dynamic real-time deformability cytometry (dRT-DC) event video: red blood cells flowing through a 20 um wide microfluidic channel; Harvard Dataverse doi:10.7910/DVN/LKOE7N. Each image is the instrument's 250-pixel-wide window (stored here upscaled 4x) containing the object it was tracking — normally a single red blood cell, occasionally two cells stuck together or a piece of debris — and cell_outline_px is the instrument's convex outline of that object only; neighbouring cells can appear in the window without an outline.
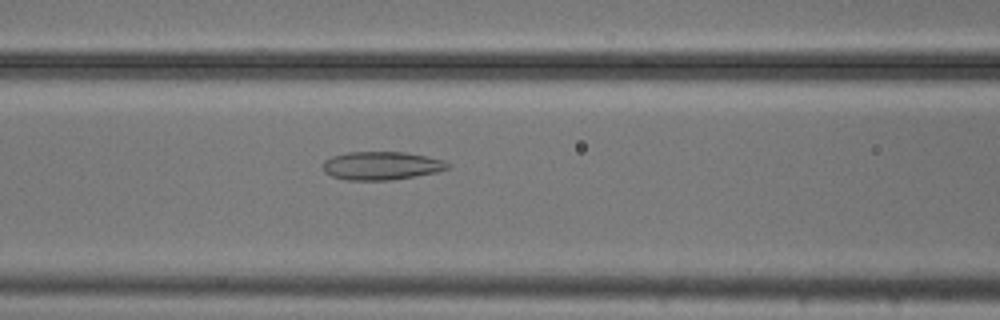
{"species": "common noctule bat (a hibernating species)", "species_latin": "Nyctalus noctula", "temperature_condition": "cold", "stored_images_in_passage": 53, "camera_frame_rate_fps": 3000, "um_per_image_px": 0.085, "animal": {"sex": "male", "body_mass_g": 20.5, "forearm_length_mm": 52.5}, "frame": {"image": 1, "passage_image": 22, "time_ms": 7.0, "image_size_px": [1000, 320], "cell_outline_px": [[452, 164], [448, 168], [436, 172], [416, 176], [388, 180], [344, 180], [332, 176], [324, 172], [324, 160], [332, 156], [348, 152], [404, 152], [444, 160]], "centroid_in_image_um": [32.42, 14.08], "position_along_channel_um": 134.2, "area_um2": 20.52}}
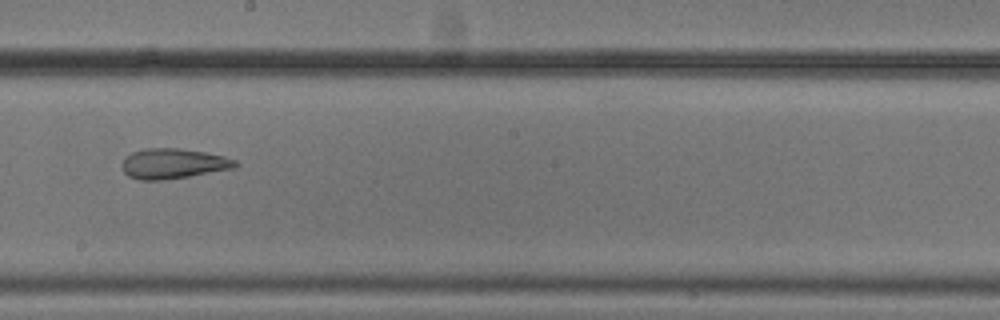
{"frame": {"image": 2, "passage_image": 30, "time_ms": 9.667, "image_size_px": [1000, 320], "cell_outline_px": [[240, 164], [236, 168], [164, 180], [140, 180], [128, 176], [124, 172], [120, 164], [124, 156], [132, 152], [144, 148], [180, 148], [204, 152], [224, 156], [236, 160]], "centroid_in_image_um": [14.7, 13.9], "position_along_channel_um": 233.5, "area_um2": 20.17}}
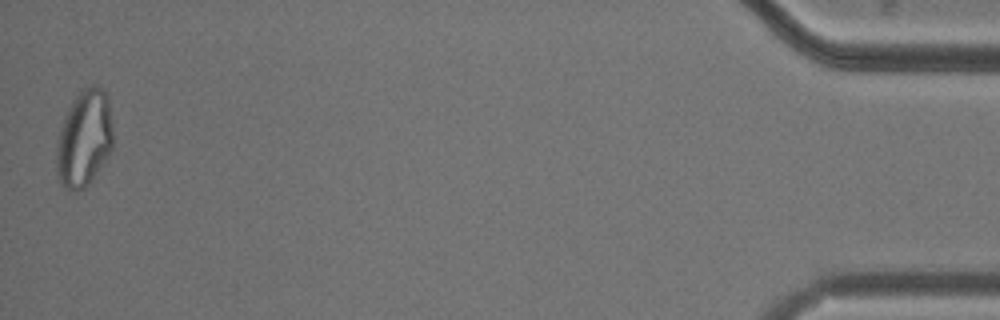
{"frame": {"image": 3, "passage_image": 53, "time_ms": 17.333, "image_size_px": [1000, 320], "cell_outline_px": [[112, 148], [108, 156], [88, 184], [84, 188], [76, 192], [64, 188], [60, 184], [56, 172], [56, 144], [60, 128], [64, 116], [68, 108], [80, 88], [92, 84], [100, 88], [108, 96], [112, 128]], "centroid_in_image_um": [7.13, 11.77], "position_along_channel_um": 428.1, "area_um2": 32.14}, "authors_computed_cell_mechanics": {"area_um2": 26.7614, "velocity_mm_per_s": 3.7214, "shape_relaxation_time_tau1_ms": null, "shape_relaxation_time_tau2_ms": 2.0882, "deformation_change_tau1": null, "deformation_change_tau2": 0.0947}}